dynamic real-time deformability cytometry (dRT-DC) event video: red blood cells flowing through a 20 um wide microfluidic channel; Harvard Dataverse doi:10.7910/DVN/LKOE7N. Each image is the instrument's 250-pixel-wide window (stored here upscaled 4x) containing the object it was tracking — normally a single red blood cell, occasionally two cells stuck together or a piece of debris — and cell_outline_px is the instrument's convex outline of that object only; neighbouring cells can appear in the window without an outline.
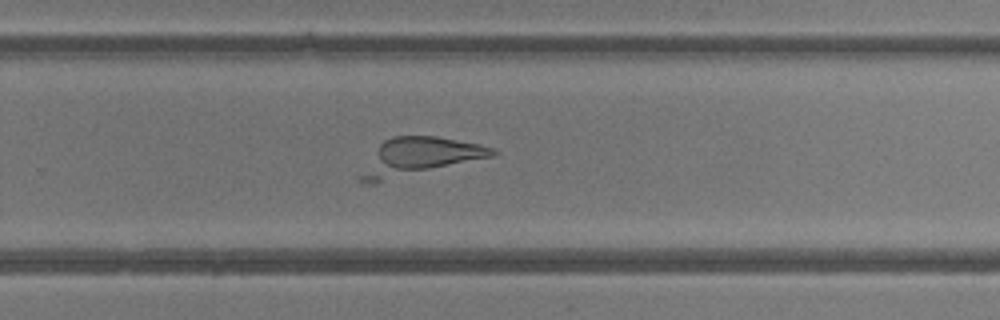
{"species": "common noctule bat (a hibernating species)", "species_latin": "Nyctalus noctula", "temperature_condition": "room temperature", "stored_images_in_passage": 32, "camera_frame_rate_fps": 3000, "um_per_image_px": 0.085, "animal": {"sex": "female"}, "frame": {"image": 1, "passage_image": 21, "time_ms": 6.667, "image_size_px": [1000, 320], "cell_outline_px": [[500, 152], [496, 156], [376, 184], [364, 184], [356, 180], [380, 144], [384, 140], [392, 136], [436, 136], [480, 144], [496, 148]], "centroid_in_image_um": [35.67, 13.35], "position_along_channel_um": 294.1, "area_um2": 29.19}}